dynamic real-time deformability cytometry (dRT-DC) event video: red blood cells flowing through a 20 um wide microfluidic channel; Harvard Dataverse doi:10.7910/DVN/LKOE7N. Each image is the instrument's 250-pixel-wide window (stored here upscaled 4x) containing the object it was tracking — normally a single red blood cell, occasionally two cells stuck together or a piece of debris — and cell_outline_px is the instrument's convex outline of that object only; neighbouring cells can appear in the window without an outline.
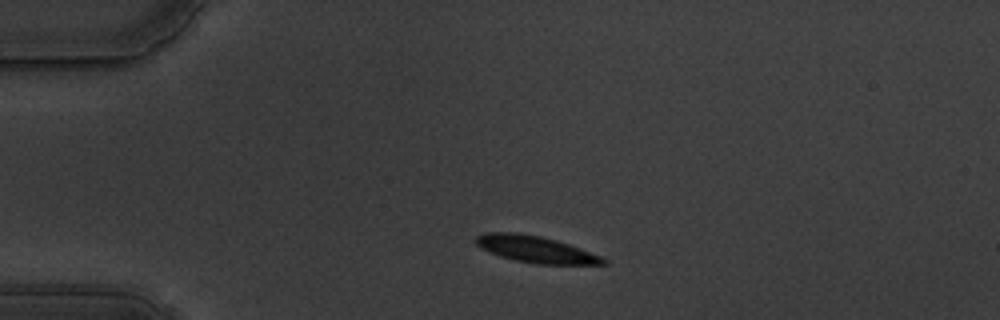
{"species": "common noctule bat (a hibernating species)", "species_latin": "Nyctalus noctula", "temperature_condition": "warm", "stored_images_in_passage": 45, "camera_frame_rate_fps": 3000, "um_per_image_px": 0.085, "animal": {"sex": "male", "body_mass_g": 19.5, "forearm_length_mm": 54.6}, "frame": {"image": 1, "passage_image": 1, "time_ms": 0.0, "image_size_px": [1000, 320], "cell_outline_px": [[608, 264], [536, 264], [516, 260], [500, 256], [480, 248], [476, 244], [476, 236], [484, 232], [516, 232], [540, 236], [556, 240], [568, 244], [600, 256], [608, 260]], "centroid_in_image_um": [45.5, 21.18], "position_along_channel_um": 39.5, "area_um2": 19.59}}
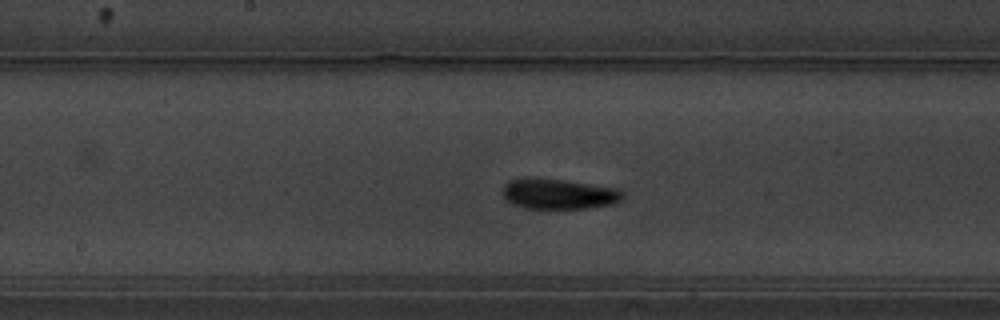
{"frame": {"image": 2, "passage_image": 18, "time_ms": 5.667, "image_size_px": [1000, 320], "cell_outline_px": [[624, 196], [620, 200], [612, 204], [588, 208], [524, 208], [512, 204], [504, 200], [504, 184], [508, 180], [524, 176], [536, 176], [564, 180], [616, 188]], "centroid_in_image_um": [47.39, 16.45], "position_along_channel_um": 200.8, "area_um2": 21.5}}
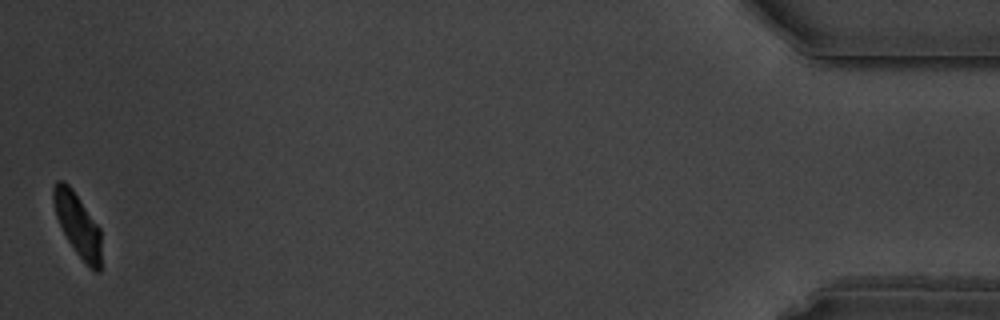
{"frame": {"image": 3, "passage_image": 45, "time_ms": 14.667, "image_size_px": [1000, 320], "cell_outline_px": [[100, 272], [96, 272], [76, 252], [68, 240], [56, 216], [52, 200], [52, 188], [56, 180], [64, 180], [72, 188], [100, 228]], "centroid_in_image_um": [6.57, 19.02], "position_along_channel_um": 428.6, "area_um2": 17.28}, "authors_computed_cell_mechanics": {"area_um2": 19.8254, "velocity_mm_per_s": 3.4968, "shape_relaxation_time_tau1_ms": 3.0076, "shape_relaxation_time_tau2_ms": 7.0483, "deformation_change_tau1": 0.1279, "deformation_change_tau2": 0.0768}}